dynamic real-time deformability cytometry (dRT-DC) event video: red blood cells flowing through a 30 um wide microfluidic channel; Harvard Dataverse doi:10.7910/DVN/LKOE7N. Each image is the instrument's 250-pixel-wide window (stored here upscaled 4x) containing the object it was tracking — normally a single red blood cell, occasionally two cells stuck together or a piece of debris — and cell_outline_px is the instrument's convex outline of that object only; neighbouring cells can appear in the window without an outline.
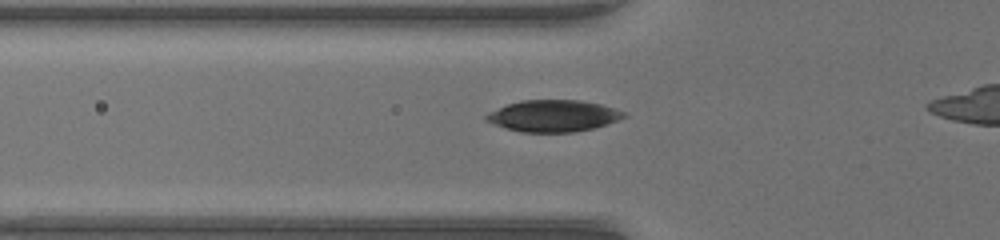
{"species": "common noctule bat (a hibernating species)", "species_latin": "Nyctalus noctula", "temperature_condition": "warm", "stored_images_in_passage": 30, "camera_frame_rate_fps": 3000, "um_per_image_px": 0.085, "animal": {"sex": "female", "body_mass_g": 17.0, "forearm_length_mm": 48.0}, "frame": {"image": 1, "passage_image": 4, "time_ms": 1.0, "image_size_px": [1000, 240], "cell_outline_px": [[628, 116], [592, 128], [572, 132], [524, 132], [492, 124], [484, 120], [484, 116], [488, 112], [508, 104], [520, 100], [580, 100], [600, 104], [624, 112]], "centroid_in_image_um": [46.97, 9.84], "position_along_channel_um": 78.8, "area_um2": 25.09}}
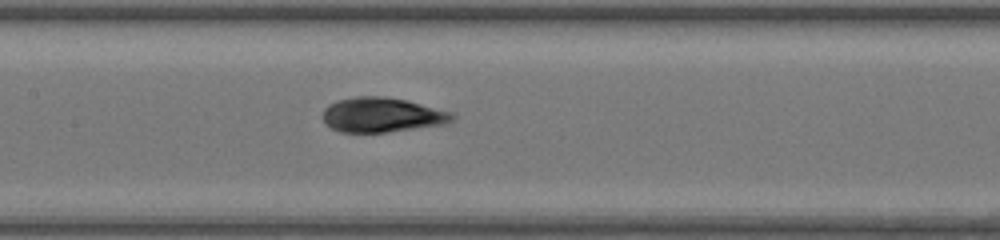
{"frame": {"image": 2, "passage_image": 11, "time_ms": 3.333, "image_size_px": [1000, 240], "cell_outline_px": [[456, 120], [444, 124], [388, 132], [340, 132], [324, 124], [324, 108], [328, 104], [336, 100], [356, 96], [384, 96], [408, 100], [452, 112], [456, 116]], "centroid_in_image_um": [32.48, 9.76], "position_along_channel_um": 174.9, "area_um2": 26.41}}
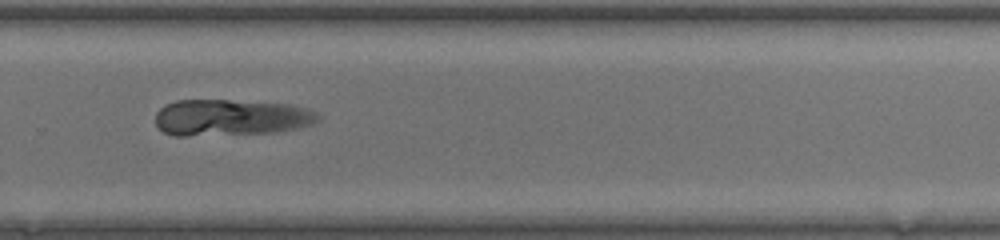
{"frame": {"image": 3, "passage_image": 21, "time_ms": 6.667, "image_size_px": [1000, 240], "cell_outline_px": [[320, 120], [312, 124], [296, 128], [276, 132], [184, 136], [172, 136], [164, 132], [156, 124], [156, 112], [160, 108], [176, 100], [228, 100], [292, 104], [308, 108], [316, 112], [320, 116]], "centroid_in_image_um": [19.64, 9.98], "position_along_channel_um": 310.2, "area_um2": 34.56}}